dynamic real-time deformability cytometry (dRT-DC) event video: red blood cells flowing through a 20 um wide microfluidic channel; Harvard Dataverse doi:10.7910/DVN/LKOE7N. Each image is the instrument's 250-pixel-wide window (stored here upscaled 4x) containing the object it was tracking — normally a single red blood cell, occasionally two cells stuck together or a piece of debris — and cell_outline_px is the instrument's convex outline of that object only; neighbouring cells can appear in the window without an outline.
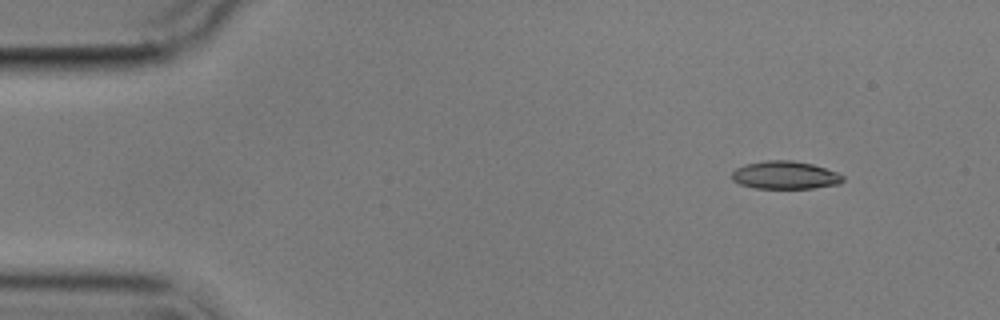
{"species": "common noctule bat (a hibernating species)", "species_latin": "Nyctalus noctula", "temperature_condition": "cold", "stored_images_in_passage": 3, "camera_frame_rate_fps": 3000, "um_per_image_px": 0.085, "animal": {"sex": "male", "body_mass_g": 17.9}, "frame": {"image": 1, "passage_image": 1, "time_ms": 0.0, "image_size_px": [1000, 320], "cell_outline_px": [[844, 180], [840, 184], [812, 188], [756, 188], [740, 184], [732, 180], [732, 172], [736, 168], [744, 164], [764, 160], [792, 160], [812, 164], [836, 172], [844, 176]], "centroid_in_image_um": [66.72, 14.88], "position_along_channel_um": 18.3, "area_um2": 18.09}}
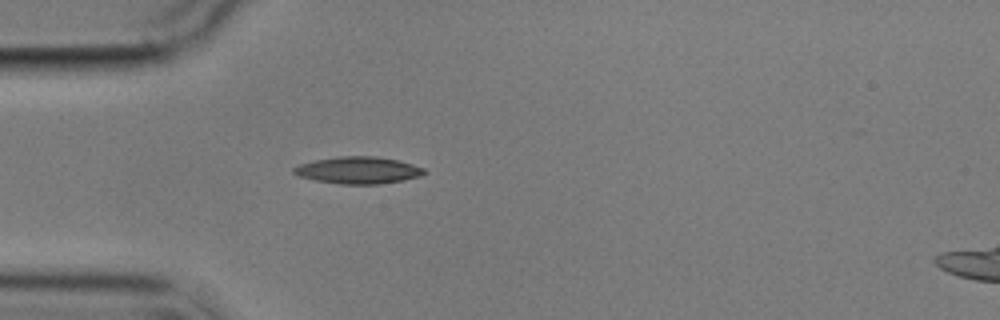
{"frame": {"image": 2, "passage_image": 3, "time_ms": 3.333, "image_size_px": [1000, 320], "cell_outline_px": [[428, 172], [420, 176], [380, 184], [340, 184], [316, 180], [300, 176], [292, 172], [292, 168], [300, 164], [316, 160], [336, 156], [376, 156], [400, 160], [424, 168]], "centroid_in_image_um": [30.46, 14.46], "position_along_channel_um": 54.5, "area_um2": 20.46}}